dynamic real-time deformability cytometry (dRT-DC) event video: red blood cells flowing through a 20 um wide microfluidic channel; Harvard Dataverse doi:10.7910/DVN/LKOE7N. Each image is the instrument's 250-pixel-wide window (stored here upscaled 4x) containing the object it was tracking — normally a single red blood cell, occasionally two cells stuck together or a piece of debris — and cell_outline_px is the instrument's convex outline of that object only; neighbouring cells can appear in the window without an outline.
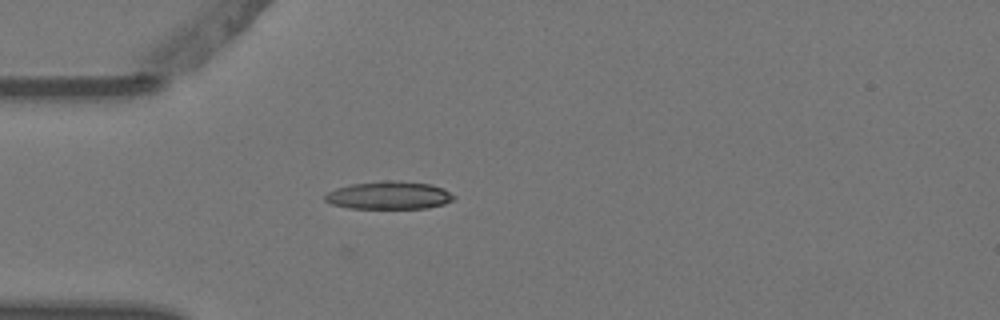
{"species": "Egyptian fruit bat (a non-hibernating species)", "species_latin": "Rousettus aegyptiacus", "temperature_condition": "warm", "stored_images_in_passage": 5, "camera_frame_rate_fps": 3000, "um_per_image_px": 0.085, "animal": {"sex": "female"}, "frame": {"image": 1, "passage_image": 5, "time_ms": 1.333, "image_size_px": [1000, 320], "cell_outline_px": [[456, 196], [452, 200], [444, 204], [428, 208], [348, 208], [332, 204], [324, 200], [324, 196], [328, 192], [336, 188], [352, 184], [384, 180], [432, 184], [444, 188]], "centroid_in_image_um": [33.08, 16.6], "position_along_channel_um": 51.9, "area_um2": 20.87}}